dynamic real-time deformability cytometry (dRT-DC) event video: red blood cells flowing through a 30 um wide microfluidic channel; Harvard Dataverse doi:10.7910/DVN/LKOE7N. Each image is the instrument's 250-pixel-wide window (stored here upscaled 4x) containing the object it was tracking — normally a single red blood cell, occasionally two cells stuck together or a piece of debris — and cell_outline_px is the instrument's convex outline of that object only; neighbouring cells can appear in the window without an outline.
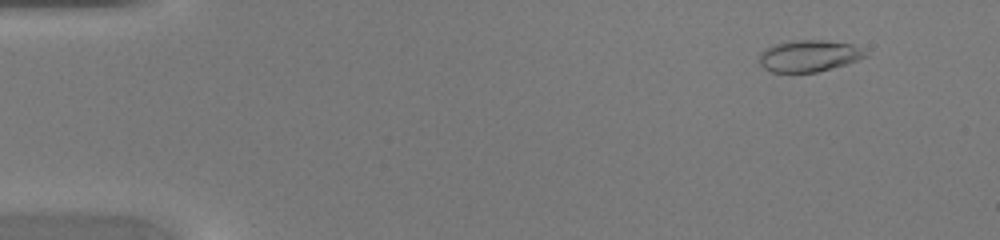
{"species": "common noctule bat (a hibernating species)", "species_latin": "Nyctalus noctula", "temperature_condition": "warm", "stored_images_in_passage": 47, "camera_frame_rate_fps": 3000, "um_per_image_px": 0.085, "animal": {"sex": "female", "body_mass_g": 20.0, "forearm_length_mm": 54.0}, "frame": {"image": 1, "passage_image": 5, "time_ms": 1.333, "image_size_px": [1000, 240], "cell_outline_px": [[868, 56], [848, 64], [816, 72], [772, 72], [764, 68], [760, 64], [760, 56], [772, 44], [792, 40], [828, 40], [852, 44], [868, 52]], "centroid_in_image_um": [68.81, 4.74], "position_along_channel_um": 16.2, "area_um2": 19.59}}
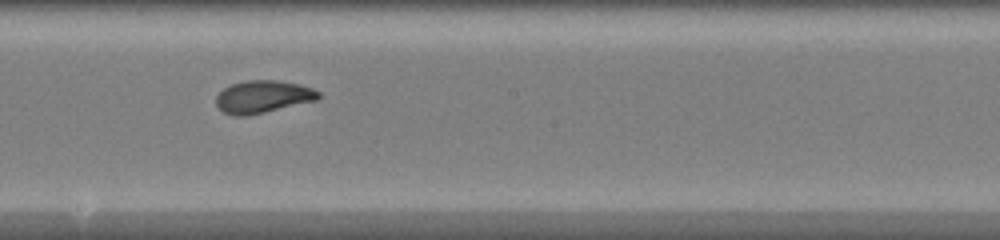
{"frame": {"image": 2, "passage_image": 27, "time_ms": 8.667, "image_size_px": [1000, 240], "cell_outline_px": [[320, 96], [316, 100], [248, 116], [236, 116], [224, 112], [216, 104], [216, 96], [224, 88], [232, 84], [244, 80], [276, 80], [300, 84], [312, 88], [320, 92]], "centroid_in_image_um": [22.34, 8.21], "position_along_channel_um": 225.9, "area_um2": 19.31}}
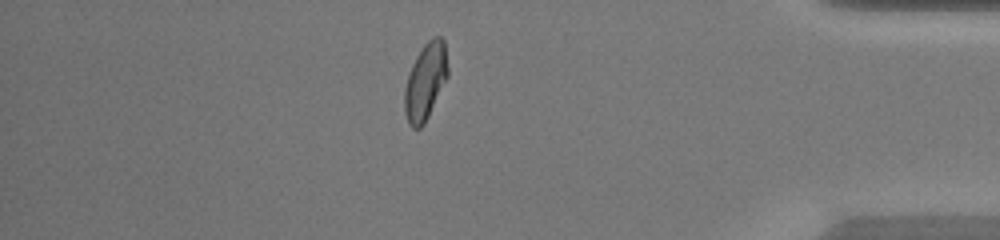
{"frame": {"image": 3, "passage_image": 41, "time_ms": 13.333, "image_size_px": [1000, 240], "cell_outline_px": [[448, 76], [424, 124], [420, 128], [412, 128], [408, 124], [404, 112], [404, 88], [412, 64], [416, 56], [424, 44], [432, 36], [440, 36], [444, 40], [448, 68]], "centroid_in_image_um": [36.15, 6.92], "position_along_channel_um": 399.1, "area_um2": 19.36}}